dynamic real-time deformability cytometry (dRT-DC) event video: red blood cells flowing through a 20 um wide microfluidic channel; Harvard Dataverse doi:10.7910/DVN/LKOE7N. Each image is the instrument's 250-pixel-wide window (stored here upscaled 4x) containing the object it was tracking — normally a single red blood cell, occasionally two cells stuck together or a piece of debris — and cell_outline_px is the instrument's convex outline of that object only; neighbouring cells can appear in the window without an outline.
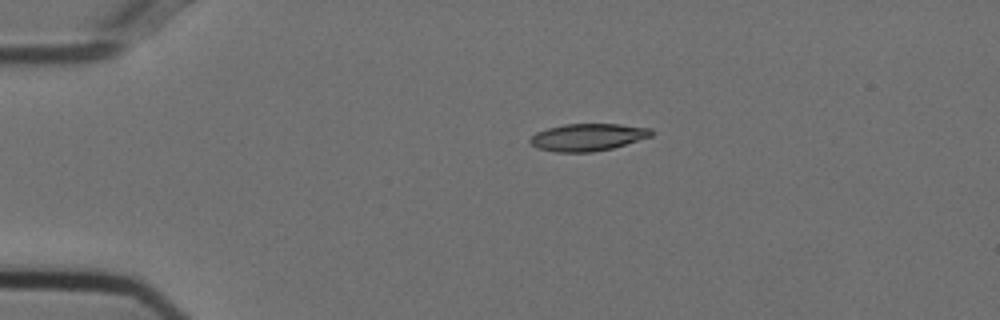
{"species": "Egyptian fruit bat (a non-hibernating species)", "species_latin": "Rousettus aegyptiacus", "temperature_condition": "cold", "stored_images_in_passage": 10, "camera_frame_rate_fps": 3000, "um_per_image_px": 0.085, "animal": {"sex": "female"}, "frame": {"image": 1, "passage_image": 1, "time_ms": 0.0, "image_size_px": [1000, 320], "cell_outline_px": [[652, 136], [612, 148], [592, 152], [556, 152], [536, 148], [528, 140], [536, 132], [548, 128], [564, 124], [620, 124], [652, 128]], "centroid_in_image_um": [49.95, 11.66], "position_along_channel_um": 35.1, "area_um2": 19.25}}
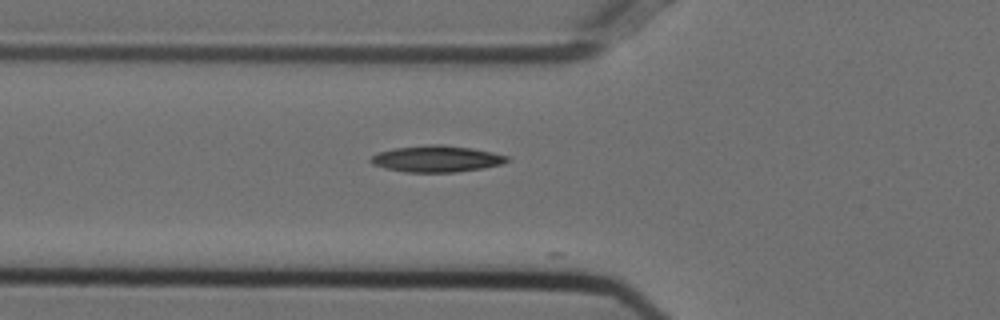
{"frame": {"image": 2, "passage_image": 9, "time_ms": 2.667, "image_size_px": [1000, 320], "cell_outline_px": [[508, 160], [504, 164], [484, 168], [456, 172], [404, 172], [384, 168], [372, 164], [368, 160], [372, 156], [380, 152], [396, 148], [428, 144], [440, 144], [472, 148], [492, 152], [508, 156]], "centroid_in_image_um": [37.12, 13.5], "position_along_channel_um": 88.7, "area_um2": 21.04}}